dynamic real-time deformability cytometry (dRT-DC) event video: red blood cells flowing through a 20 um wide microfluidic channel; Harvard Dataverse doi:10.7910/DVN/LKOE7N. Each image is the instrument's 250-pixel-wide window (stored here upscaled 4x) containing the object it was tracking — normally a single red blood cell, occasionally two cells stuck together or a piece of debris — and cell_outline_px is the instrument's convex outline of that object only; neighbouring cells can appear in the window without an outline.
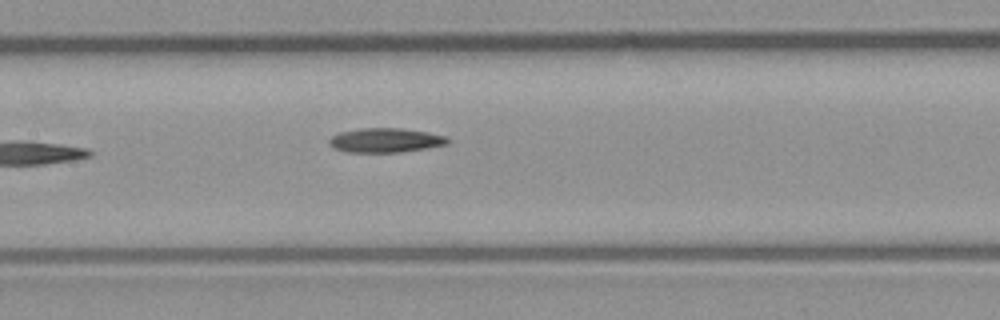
{"species": "common noctule bat (a hibernating species)", "species_latin": "Nyctalus noctula", "temperature_condition": "room temperature", "stored_images_in_passage": 8, "camera_frame_rate_fps": 3000, "um_per_image_px": 0.085, "animal": {"sex": "male", "body_mass_g": 23.1, "forearm_length_mm": 52.7}, "frame": {"image": 1, "passage_image": 8, "time_ms": 2.333, "image_size_px": [1000, 320], "cell_outline_px": [[452, 140], [448, 144], [400, 152], [348, 152], [332, 148], [328, 144], [328, 140], [332, 136], [340, 132], [360, 128], [400, 128], [428, 132], [448, 136]], "centroid_in_image_um": [32.77, 11.92], "position_along_channel_um": 174.6, "area_um2": 16.94}}